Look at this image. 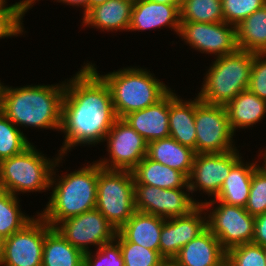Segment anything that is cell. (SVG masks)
Instances as JSON below:
<instances>
[{
    "mask_svg": "<svg viewBox=\"0 0 266 266\" xmlns=\"http://www.w3.org/2000/svg\"><path fill=\"white\" fill-rule=\"evenodd\" d=\"M94 64L86 63L65 82L60 131L65 140L59 155L79 144L103 142L117 119L108 84Z\"/></svg>",
    "mask_w": 266,
    "mask_h": 266,
    "instance_id": "1",
    "label": "cell"
},
{
    "mask_svg": "<svg viewBox=\"0 0 266 266\" xmlns=\"http://www.w3.org/2000/svg\"><path fill=\"white\" fill-rule=\"evenodd\" d=\"M65 83L6 86L2 113L17 126L60 130Z\"/></svg>",
    "mask_w": 266,
    "mask_h": 266,
    "instance_id": "2",
    "label": "cell"
},
{
    "mask_svg": "<svg viewBox=\"0 0 266 266\" xmlns=\"http://www.w3.org/2000/svg\"><path fill=\"white\" fill-rule=\"evenodd\" d=\"M55 178L56 171L53 169L50 182V187L54 186L52 195L46 208L38 213L51 227L55 228L61 221L96 208L98 162Z\"/></svg>",
    "mask_w": 266,
    "mask_h": 266,
    "instance_id": "3",
    "label": "cell"
},
{
    "mask_svg": "<svg viewBox=\"0 0 266 266\" xmlns=\"http://www.w3.org/2000/svg\"><path fill=\"white\" fill-rule=\"evenodd\" d=\"M99 75L110 88L117 118L157 103L171 90L146 68L123 67L119 71Z\"/></svg>",
    "mask_w": 266,
    "mask_h": 266,
    "instance_id": "4",
    "label": "cell"
},
{
    "mask_svg": "<svg viewBox=\"0 0 266 266\" xmlns=\"http://www.w3.org/2000/svg\"><path fill=\"white\" fill-rule=\"evenodd\" d=\"M215 59L197 96L207 104L226 105L240 92L248 90L254 53L237 49Z\"/></svg>",
    "mask_w": 266,
    "mask_h": 266,
    "instance_id": "5",
    "label": "cell"
},
{
    "mask_svg": "<svg viewBox=\"0 0 266 266\" xmlns=\"http://www.w3.org/2000/svg\"><path fill=\"white\" fill-rule=\"evenodd\" d=\"M34 147L31 144L20 154L0 162V190L17 196L50 189L53 169L63 156L57 155L52 161Z\"/></svg>",
    "mask_w": 266,
    "mask_h": 266,
    "instance_id": "6",
    "label": "cell"
},
{
    "mask_svg": "<svg viewBox=\"0 0 266 266\" xmlns=\"http://www.w3.org/2000/svg\"><path fill=\"white\" fill-rule=\"evenodd\" d=\"M96 209L118 231L136 212L132 171L110 170L98 164Z\"/></svg>",
    "mask_w": 266,
    "mask_h": 266,
    "instance_id": "7",
    "label": "cell"
},
{
    "mask_svg": "<svg viewBox=\"0 0 266 266\" xmlns=\"http://www.w3.org/2000/svg\"><path fill=\"white\" fill-rule=\"evenodd\" d=\"M219 203L214 209L212 206ZM203 208L212 207L207 216V228L220 241L227 252L232 247L252 243L255 217L250 215L244 207L228 205L221 201L201 202Z\"/></svg>",
    "mask_w": 266,
    "mask_h": 266,
    "instance_id": "8",
    "label": "cell"
},
{
    "mask_svg": "<svg viewBox=\"0 0 266 266\" xmlns=\"http://www.w3.org/2000/svg\"><path fill=\"white\" fill-rule=\"evenodd\" d=\"M196 154L222 153L236 149L225 105L207 104L196 97Z\"/></svg>",
    "mask_w": 266,
    "mask_h": 266,
    "instance_id": "9",
    "label": "cell"
},
{
    "mask_svg": "<svg viewBox=\"0 0 266 266\" xmlns=\"http://www.w3.org/2000/svg\"><path fill=\"white\" fill-rule=\"evenodd\" d=\"M51 228L39 214L21 230L5 238L0 266H42L46 232Z\"/></svg>",
    "mask_w": 266,
    "mask_h": 266,
    "instance_id": "10",
    "label": "cell"
},
{
    "mask_svg": "<svg viewBox=\"0 0 266 266\" xmlns=\"http://www.w3.org/2000/svg\"><path fill=\"white\" fill-rule=\"evenodd\" d=\"M109 159L97 161L105 169L132 171L146 156L148 142L123 118H117L105 136Z\"/></svg>",
    "mask_w": 266,
    "mask_h": 266,
    "instance_id": "11",
    "label": "cell"
},
{
    "mask_svg": "<svg viewBox=\"0 0 266 266\" xmlns=\"http://www.w3.org/2000/svg\"><path fill=\"white\" fill-rule=\"evenodd\" d=\"M55 228L72 246L84 254L91 251V245L100 248L103 244L110 243L117 233L96 208L61 221Z\"/></svg>",
    "mask_w": 266,
    "mask_h": 266,
    "instance_id": "12",
    "label": "cell"
},
{
    "mask_svg": "<svg viewBox=\"0 0 266 266\" xmlns=\"http://www.w3.org/2000/svg\"><path fill=\"white\" fill-rule=\"evenodd\" d=\"M184 188L161 189L145 184H134L136 211L160 216L164 219L183 216L193 211L201 202L190 197Z\"/></svg>",
    "mask_w": 266,
    "mask_h": 266,
    "instance_id": "13",
    "label": "cell"
},
{
    "mask_svg": "<svg viewBox=\"0 0 266 266\" xmlns=\"http://www.w3.org/2000/svg\"><path fill=\"white\" fill-rule=\"evenodd\" d=\"M179 37L201 53L217 57L234 53L237 49L236 26L225 21L203 23L181 21Z\"/></svg>",
    "mask_w": 266,
    "mask_h": 266,
    "instance_id": "14",
    "label": "cell"
},
{
    "mask_svg": "<svg viewBox=\"0 0 266 266\" xmlns=\"http://www.w3.org/2000/svg\"><path fill=\"white\" fill-rule=\"evenodd\" d=\"M241 158L237 149L222 153L196 154L188 177L190 192L194 193L199 189L215 198L230 170Z\"/></svg>",
    "mask_w": 266,
    "mask_h": 266,
    "instance_id": "15",
    "label": "cell"
},
{
    "mask_svg": "<svg viewBox=\"0 0 266 266\" xmlns=\"http://www.w3.org/2000/svg\"><path fill=\"white\" fill-rule=\"evenodd\" d=\"M206 228L207 218L202 204L187 215L165 219L160 234V255L165 260H173L182 247Z\"/></svg>",
    "mask_w": 266,
    "mask_h": 266,
    "instance_id": "16",
    "label": "cell"
},
{
    "mask_svg": "<svg viewBox=\"0 0 266 266\" xmlns=\"http://www.w3.org/2000/svg\"><path fill=\"white\" fill-rule=\"evenodd\" d=\"M180 5L156 3L151 0H134L129 31H144L169 26L179 34Z\"/></svg>",
    "mask_w": 266,
    "mask_h": 266,
    "instance_id": "17",
    "label": "cell"
},
{
    "mask_svg": "<svg viewBox=\"0 0 266 266\" xmlns=\"http://www.w3.org/2000/svg\"><path fill=\"white\" fill-rule=\"evenodd\" d=\"M173 261L178 266H225L226 251L220 241L206 228L182 247Z\"/></svg>",
    "mask_w": 266,
    "mask_h": 266,
    "instance_id": "18",
    "label": "cell"
},
{
    "mask_svg": "<svg viewBox=\"0 0 266 266\" xmlns=\"http://www.w3.org/2000/svg\"><path fill=\"white\" fill-rule=\"evenodd\" d=\"M123 119L147 142L170 137L169 92L157 103L131 112Z\"/></svg>",
    "mask_w": 266,
    "mask_h": 266,
    "instance_id": "19",
    "label": "cell"
},
{
    "mask_svg": "<svg viewBox=\"0 0 266 266\" xmlns=\"http://www.w3.org/2000/svg\"><path fill=\"white\" fill-rule=\"evenodd\" d=\"M164 218L153 214L136 211L117 231V242L136 243L160 253V234Z\"/></svg>",
    "mask_w": 266,
    "mask_h": 266,
    "instance_id": "20",
    "label": "cell"
},
{
    "mask_svg": "<svg viewBox=\"0 0 266 266\" xmlns=\"http://www.w3.org/2000/svg\"><path fill=\"white\" fill-rule=\"evenodd\" d=\"M169 91L170 137L181 145L190 147L196 153L195 109L196 98L185 101Z\"/></svg>",
    "mask_w": 266,
    "mask_h": 266,
    "instance_id": "21",
    "label": "cell"
},
{
    "mask_svg": "<svg viewBox=\"0 0 266 266\" xmlns=\"http://www.w3.org/2000/svg\"><path fill=\"white\" fill-rule=\"evenodd\" d=\"M134 0H109L83 15V24L107 31H129Z\"/></svg>",
    "mask_w": 266,
    "mask_h": 266,
    "instance_id": "22",
    "label": "cell"
},
{
    "mask_svg": "<svg viewBox=\"0 0 266 266\" xmlns=\"http://www.w3.org/2000/svg\"><path fill=\"white\" fill-rule=\"evenodd\" d=\"M134 184H145L161 189L186 188L188 177L182 172L145 156L132 170Z\"/></svg>",
    "mask_w": 266,
    "mask_h": 266,
    "instance_id": "23",
    "label": "cell"
},
{
    "mask_svg": "<svg viewBox=\"0 0 266 266\" xmlns=\"http://www.w3.org/2000/svg\"><path fill=\"white\" fill-rule=\"evenodd\" d=\"M195 150L181 145L172 137L148 142L146 156L156 162L176 169L187 177L194 163Z\"/></svg>",
    "mask_w": 266,
    "mask_h": 266,
    "instance_id": "24",
    "label": "cell"
},
{
    "mask_svg": "<svg viewBox=\"0 0 266 266\" xmlns=\"http://www.w3.org/2000/svg\"><path fill=\"white\" fill-rule=\"evenodd\" d=\"M256 163L248 164L246 162L245 164L241 159L230 170L217 196L209 201H221L228 205L245 208L250 193L252 175L259 166Z\"/></svg>",
    "mask_w": 266,
    "mask_h": 266,
    "instance_id": "25",
    "label": "cell"
},
{
    "mask_svg": "<svg viewBox=\"0 0 266 266\" xmlns=\"http://www.w3.org/2000/svg\"><path fill=\"white\" fill-rule=\"evenodd\" d=\"M225 107L234 133L238 128H247L250 125L253 127L266 114V100L261 99L249 90L240 92Z\"/></svg>",
    "mask_w": 266,
    "mask_h": 266,
    "instance_id": "26",
    "label": "cell"
},
{
    "mask_svg": "<svg viewBox=\"0 0 266 266\" xmlns=\"http://www.w3.org/2000/svg\"><path fill=\"white\" fill-rule=\"evenodd\" d=\"M42 266H84V253L51 227L44 239Z\"/></svg>",
    "mask_w": 266,
    "mask_h": 266,
    "instance_id": "27",
    "label": "cell"
},
{
    "mask_svg": "<svg viewBox=\"0 0 266 266\" xmlns=\"http://www.w3.org/2000/svg\"><path fill=\"white\" fill-rule=\"evenodd\" d=\"M238 49L266 53V4L236 26Z\"/></svg>",
    "mask_w": 266,
    "mask_h": 266,
    "instance_id": "28",
    "label": "cell"
},
{
    "mask_svg": "<svg viewBox=\"0 0 266 266\" xmlns=\"http://www.w3.org/2000/svg\"><path fill=\"white\" fill-rule=\"evenodd\" d=\"M180 21L217 23L224 21L221 0H181Z\"/></svg>",
    "mask_w": 266,
    "mask_h": 266,
    "instance_id": "29",
    "label": "cell"
},
{
    "mask_svg": "<svg viewBox=\"0 0 266 266\" xmlns=\"http://www.w3.org/2000/svg\"><path fill=\"white\" fill-rule=\"evenodd\" d=\"M17 197L10 192L0 190V233L5 238L21 230L34 218L22 213Z\"/></svg>",
    "mask_w": 266,
    "mask_h": 266,
    "instance_id": "30",
    "label": "cell"
},
{
    "mask_svg": "<svg viewBox=\"0 0 266 266\" xmlns=\"http://www.w3.org/2000/svg\"><path fill=\"white\" fill-rule=\"evenodd\" d=\"M23 132L0 112V162L20 154L31 145Z\"/></svg>",
    "mask_w": 266,
    "mask_h": 266,
    "instance_id": "31",
    "label": "cell"
},
{
    "mask_svg": "<svg viewBox=\"0 0 266 266\" xmlns=\"http://www.w3.org/2000/svg\"><path fill=\"white\" fill-rule=\"evenodd\" d=\"M225 266H266L264 249L254 243L232 247L226 252Z\"/></svg>",
    "mask_w": 266,
    "mask_h": 266,
    "instance_id": "32",
    "label": "cell"
},
{
    "mask_svg": "<svg viewBox=\"0 0 266 266\" xmlns=\"http://www.w3.org/2000/svg\"><path fill=\"white\" fill-rule=\"evenodd\" d=\"M124 266H160L165 259L158 251L144 248L136 243L118 242Z\"/></svg>",
    "mask_w": 266,
    "mask_h": 266,
    "instance_id": "33",
    "label": "cell"
},
{
    "mask_svg": "<svg viewBox=\"0 0 266 266\" xmlns=\"http://www.w3.org/2000/svg\"><path fill=\"white\" fill-rule=\"evenodd\" d=\"M245 209L254 217L266 213V171L260 165L252 175L250 193Z\"/></svg>",
    "mask_w": 266,
    "mask_h": 266,
    "instance_id": "34",
    "label": "cell"
},
{
    "mask_svg": "<svg viewBox=\"0 0 266 266\" xmlns=\"http://www.w3.org/2000/svg\"><path fill=\"white\" fill-rule=\"evenodd\" d=\"M224 21L237 26L256 10L266 4V0H221Z\"/></svg>",
    "mask_w": 266,
    "mask_h": 266,
    "instance_id": "35",
    "label": "cell"
},
{
    "mask_svg": "<svg viewBox=\"0 0 266 266\" xmlns=\"http://www.w3.org/2000/svg\"><path fill=\"white\" fill-rule=\"evenodd\" d=\"M84 266H124L119 243L114 239L98 248L96 255L85 253Z\"/></svg>",
    "mask_w": 266,
    "mask_h": 266,
    "instance_id": "36",
    "label": "cell"
},
{
    "mask_svg": "<svg viewBox=\"0 0 266 266\" xmlns=\"http://www.w3.org/2000/svg\"><path fill=\"white\" fill-rule=\"evenodd\" d=\"M248 90L266 100V53L254 54Z\"/></svg>",
    "mask_w": 266,
    "mask_h": 266,
    "instance_id": "37",
    "label": "cell"
},
{
    "mask_svg": "<svg viewBox=\"0 0 266 266\" xmlns=\"http://www.w3.org/2000/svg\"><path fill=\"white\" fill-rule=\"evenodd\" d=\"M28 10H0V39L24 32L23 17Z\"/></svg>",
    "mask_w": 266,
    "mask_h": 266,
    "instance_id": "38",
    "label": "cell"
},
{
    "mask_svg": "<svg viewBox=\"0 0 266 266\" xmlns=\"http://www.w3.org/2000/svg\"><path fill=\"white\" fill-rule=\"evenodd\" d=\"M252 243L266 246V213L255 216V229Z\"/></svg>",
    "mask_w": 266,
    "mask_h": 266,
    "instance_id": "39",
    "label": "cell"
},
{
    "mask_svg": "<svg viewBox=\"0 0 266 266\" xmlns=\"http://www.w3.org/2000/svg\"><path fill=\"white\" fill-rule=\"evenodd\" d=\"M6 3V0H0V10H29L30 8L23 0L10 6Z\"/></svg>",
    "mask_w": 266,
    "mask_h": 266,
    "instance_id": "40",
    "label": "cell"
},
{
    "mask_svg": "<svg viewBox=\"0 0 266 266\" xmlns=\"http://www.w3.org/2000/svg\"><path fill=\"white\" fill-rule=\"evenodd\" d=\"M56 1V0H55ZM58 2L66 3L67 5L81 6L84 8L83 14L89 11V0H57Z\"/></svg>",
    "mask_w": 266,
    "mask_h": 266,
    "instance_id": "41",
    "label": "cell"
},
{
    "mask_svg": "<svg viewBox=\"0 0 266 266\" xmlns=\"http://www.w3.org/2000/svg\"><path fill=\"white\" fill-rule=\"evenodd\" d=\"M5 88H6V86H4V84L2 85L1 82H0V112H2V109H3Z\"/></svg>",
    "mask_w": 266,
    "mask_h": 266,
    "instance_id": "42",
    "label": "cell"
},
{
    "mask_svg": "<svg viewBox=\"0 0 266 266\" xmlns=\"http://www.w3.org/2000/svg\"><path fill=\"white\" fill-rule=\"evenodd\" d=\"M151 1L162 4H181V0H151Z\"/></svg>",
    "mask_w": 266,
    "mask_h": 266,
    "instance_id": "43",
    "label": "cell"
},
{
    "mask_svg": "<svg viewBox=\"0 0 266 266\" xmlns=\"http://www.w3.org/2000/svg\"><path fill=\"white\" fill-rule=\"evenodd\" d=\"M109 0H89V10L92 9L93 7L103 4Z\"/></svg>",
    "mask_w": 266,
    "mask_h": 266,
    "instance_id": "44",
    "label": "cell"
},
{
    "mask_svg": "<svg viewBox=\"0 0 266 266\" xmlns=\"http://www.w3.org/2000/svg\"><path fill=\"white\" fill-rule=\"evenodd\" d=\"M160 266H178L173 260H165Z\"/></svg>",
    "mask_w": 266,
    "mask_h": 266,
    "instance_id": "45",
    "label": "cell"
},
{
    "mask_svg": "<svg viewBox=\"0 0 266 266\" xmlns=\"http://www.w3.org/2000/svg\"><path fill=\"white\" fill-rule=\"evenodd\" d=\"M4 242H5V237L0 233V256H1L2 251H3Z\"/></svg>",
    "mask_w": 266,
    "mask_h": 266,
    "instance_id": "46",
    "label": "cell"
},
{
    "mask_svg": "<svg viewBox=\"0 0 266 266\" xmlns=\"http://www.w3.org/2000/svg\"><path fill=\"white\" fill-rule=\"evenodd\" d=\"M266 149V148H265ZM265 154V155H264ZM264 154H262L263 155V158H264V167L263 166H260L264 171H266V150L264 151Z\"/></svg>",
    "mask_w": 266,
    "mask_h": 266,
    "instance_id": "47",
    "label": "cell"
},
{
    "mask_svg": "<svg viewBox=\"0 0 266 266\" xmlns=\"http://www.w3.org/2000/svg\"><path fill=\"white\" fill-rule=\"evenodd\" d=\"M30 8L33 6V0H23Z\"/></svg>",
    "mask_w": 266,
    "mask_h": 266,
    "instance_id": "48",
    "label": "cell"
},
{
    "mask_svg": "<svg viewBox=\"0 0 266 266\" xmlns=\"http://www.w3.org/2000/svg\"><path fill=\"white\" fill-rule=\"evenodd\" d=\"M263 249H264V254H265V258H266V246L263 247Z\"/></svg>",
    "mask_w": 266,
    "mask_h": 266,
    "instance_id": "49",
    "label": "cell"
}]
</instances>
